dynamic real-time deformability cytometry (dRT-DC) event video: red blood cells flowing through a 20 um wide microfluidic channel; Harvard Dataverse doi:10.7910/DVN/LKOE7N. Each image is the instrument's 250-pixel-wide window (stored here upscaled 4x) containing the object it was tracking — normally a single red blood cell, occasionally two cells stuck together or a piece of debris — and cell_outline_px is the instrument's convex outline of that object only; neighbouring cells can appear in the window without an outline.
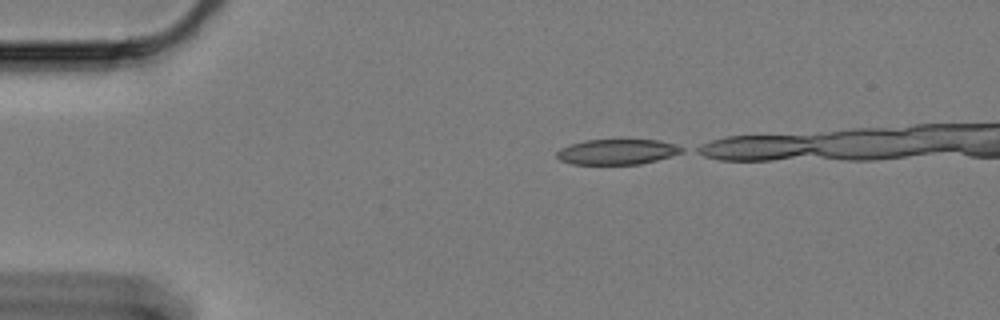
{"species": "Egyptian fruit bat (a non-hibernating species)", "species_latin": "Rousettus aegyptiacus", "temperature_condition": "cold", "stored_images_in_passage": 12, "camera_frame_rate_fps": 3000, "um_per_image_px": 0.085, "animal": {"sex": "female"}, "frame": {"image": 1, "passage_image": 1, "time_ms": 0.0, "image_size_px": [1000, 320], "cell_outline_px": [[684, 152], [672, 156], [640, 164], [572, 164], [560, 160], [556, 156], [556, 152], [560, 148], [584, 140], [660, 140], [676, 144], [684, 148]], "centroid_in_image_um": [52.48, 12.9], "position_along_channel_um": 32.5, "area_um2": 18.5}}
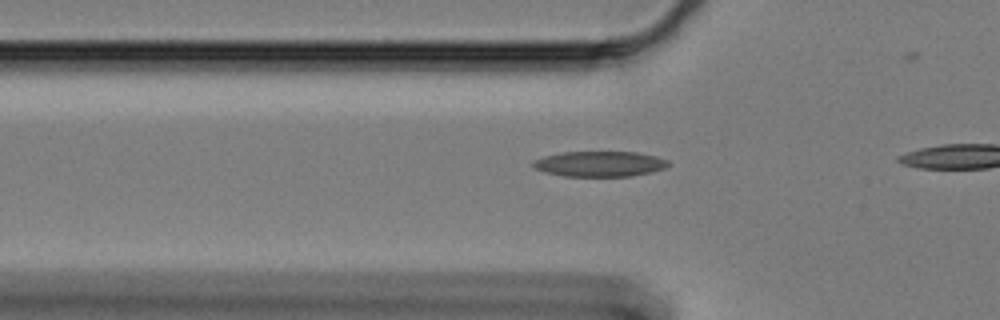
{"frame": {"image": 2, "passage_image": 9, "time_ms": 2.667, "image_size_px": [1000, 320], "cell_outline_px": [[668, 164], [664, 168], [652, 172], [632, 176], [564, 176], [548, 172], [536, 168], [532, 164], [532, 160], [544, 156], [560, 152], [636, 152], [656, 156], [668, 160]], "centroid_in_image_um": [50.98, 13.92], "position_along_channel_um": 74.8, "area_um2": 19.88}}